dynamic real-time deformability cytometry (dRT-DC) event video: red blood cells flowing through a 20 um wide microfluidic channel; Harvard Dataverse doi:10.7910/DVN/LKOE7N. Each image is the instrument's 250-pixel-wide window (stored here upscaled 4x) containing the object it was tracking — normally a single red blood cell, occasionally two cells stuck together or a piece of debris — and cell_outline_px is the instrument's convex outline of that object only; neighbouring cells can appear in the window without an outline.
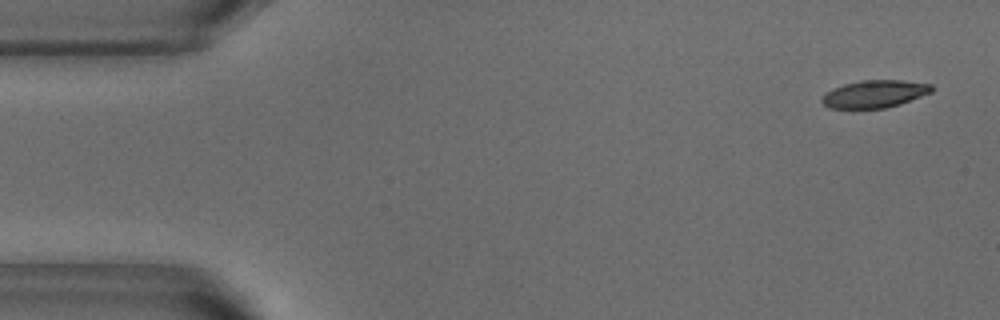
{"species": "common noctule bat (a hibernating species)", "species_latin": "Nyctalus noctula", "temperature_condition": "warm", "stored_images_in_passage": 20, "camera_frame_rate_fps": 3000, "um_per_image_px": 0.085, "animal": {"sex": "male", "body_mass_g": 18.8}, "frame": {"image": 1, "passage_image": 1, "time_ms": 0.0, "image_size_px": [1000, 320], "cell_outline_px": [[936, 88], [932, 92], [900, 104], [884, 108], [828, 108], [820, 100], [828, 92], [844, 84], [860, 80], [900, 80], [932, 84]], "centroid_in_image_um": [74.39, 7.98], "position_along_channel_um": 10.6, "area_um2": 17.46}}
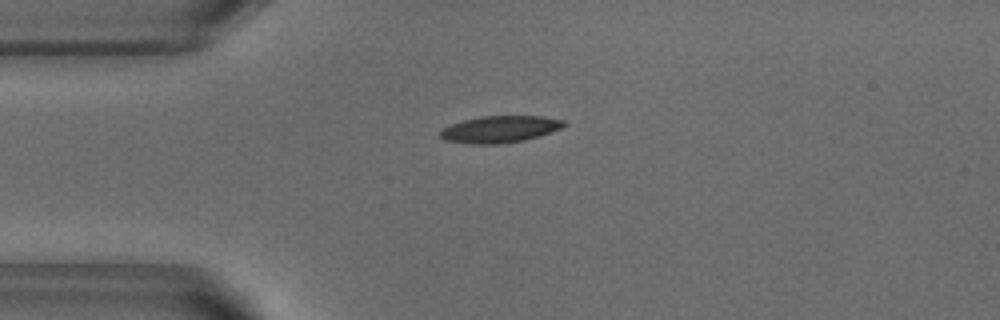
{"frame": {"image": 2, "passage_image": 11, "time_ms": 3.333, "image_size_px": [1000, 320], "cell_outline_px": [[568, 124], [560, 128], [524, 140], [500, 144], [464, 144], [444, 140], [440, 136], [440, 128], [448, 124], [480, 116], [544, 116], [564, 120]], "centroid_in_image_um": [42.41, 10.98], "position_along_channel_um": 42.6, "area_um2": 19.48}}
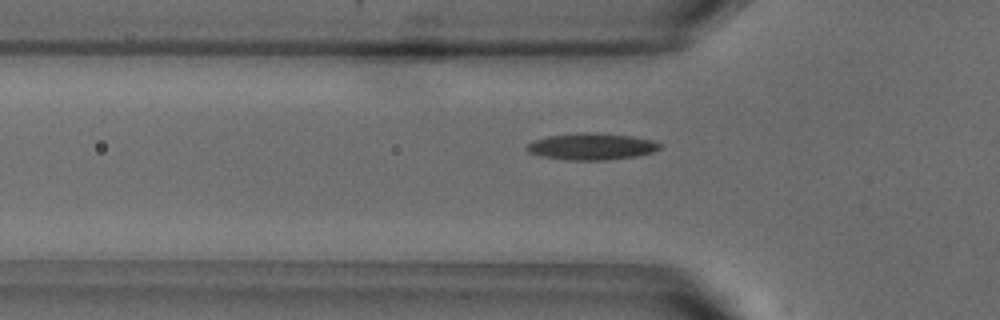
{"frame": {"image": 3, "passage_image": 15, "time_ms": 4.667, "image_size_px": [1000, 320], "cell_outline_px": [[660, 148], [652, 152], [636, 156], [608, 160], [564, 160], [544, 156], [528, 152], [524, 148], [524, 144], [532, 140], [548, 136], [576, 132], [596, 132], [628, 136], [652, 140], [660, 144]], "centroid_in_image_um": [50.2, 12.44], "position_along_channel_um": 75.6, "area_um2": 20.81}}